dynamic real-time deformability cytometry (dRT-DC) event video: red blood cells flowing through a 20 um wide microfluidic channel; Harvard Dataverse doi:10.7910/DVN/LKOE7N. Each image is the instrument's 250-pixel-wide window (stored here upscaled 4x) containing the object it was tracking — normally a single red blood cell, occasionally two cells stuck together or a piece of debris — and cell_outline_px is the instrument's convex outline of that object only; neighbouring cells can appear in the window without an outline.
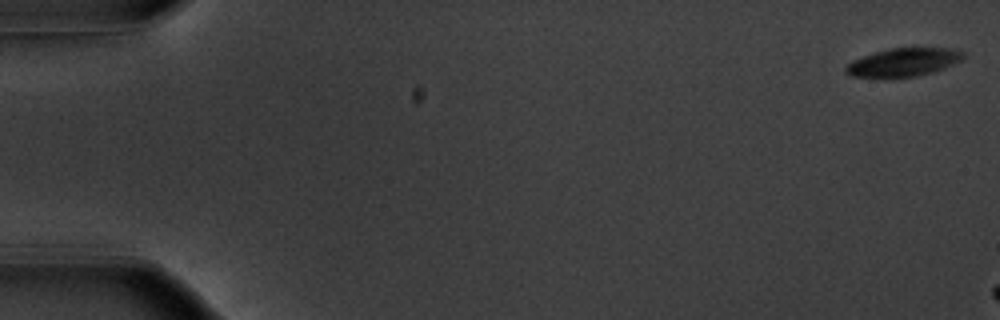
{"species": "common noctule bat (a hibernating species)", "species_latin": "Nyctalus noctula", "temperature_condition": "warm", "stored_images_in_passage": 8, "camera_frame_rate_fps": 3000, "um_per_image_px": 0.085, "animal": {"sex": "male", "body_mass_g": 20.1, "forearm_length_mm": 53.5}, "frame": {"image": 1, "passage_image": 1, "time_ms": 0.0, "image_size_px": [1000, 320], "cell_outline_px": [[964, 60], [944, 68], [932, 72], [916, 76], [888, 80], [884, 80], [852, 76], [844, 72], [844, 68], [852, 60], [876, 52], [892, 48], [952, 48], [964, 52]], "centroid_in_image_um": [76.76, 5.34], "position_along_channel_um": 8.2, "area_um2": 19.94}}